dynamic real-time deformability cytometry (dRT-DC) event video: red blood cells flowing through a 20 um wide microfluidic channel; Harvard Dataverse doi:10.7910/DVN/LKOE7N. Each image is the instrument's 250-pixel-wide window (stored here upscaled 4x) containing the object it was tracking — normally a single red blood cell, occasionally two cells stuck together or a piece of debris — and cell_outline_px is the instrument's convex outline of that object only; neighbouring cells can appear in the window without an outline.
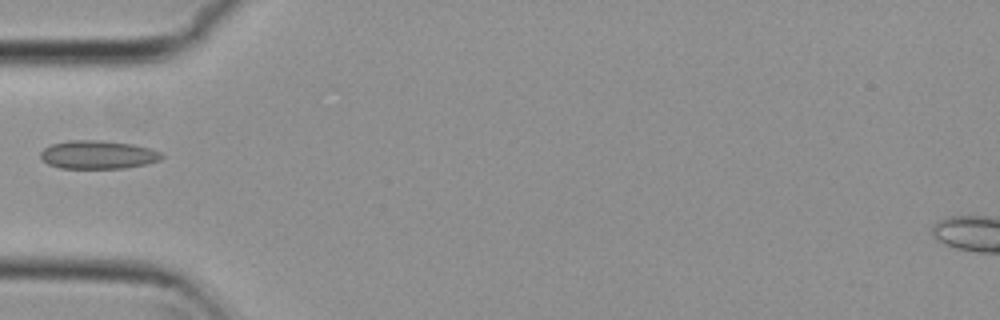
{"species": "common noctule bat (a hibernating species)", "species_latin": "Nyctalus noctula", "temperature_condition": "cold", "stored_images_in_passage": 4, "camera_frame_rate_fps": 3000, "um_per_image_px": 0.085, "animal": {"sex": "female", "body_mass_g": 29.2, "forearm_length_mm": 56.3}, "frame": {"image": 1, "passage_image": 4, "time_ms": 1.0, "image_size_px": [1000, 320], "cell_outline_px": [[164, 156], [160, 160], [148, 164], [124, 168], [60, 168], [48, 164], [40, 156], [40, 152], [44, 148], [52, 144], [68, 140], [100, 140], [132, 144], [148, 148], [160, 152]], "centroid_in_image_um": [8.32, 13.15], "position_along_channel_um": 76.7, "area_um2": 20.0}}